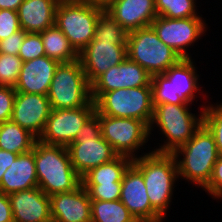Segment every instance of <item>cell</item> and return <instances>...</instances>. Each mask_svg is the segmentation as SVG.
<instances>
[{"mask_svg": "<svg viewBox=\"0 0 222 222\" xmlns=\"http://www.w3.org/2000/svg\"><path fill=\"white\" fill-rule=\"evenodd\" d=\"M209 102L205 101L200 104V109L199 107L197 109L201 110L198 111L199 114L192 113L190 110L192 105L189 104L163 103L155 105L149 126V135L151 137L154 129H157L158 132L160 131L159 136L161 134L166 140L161 139L164 143H160L159 147L152 149V151L172 154L187 143L204 124V108Z\"/></svg>", "mask_w": 222, "mask_h": 222, "instance_id": "1", "label": "cell"}, {"mask_svg": "<svg viewBox=\"0 0 222 222\" xmlns=\"http://www.w3.org/2000/svg\"><path fill=\"white\" fill-rule=\"evenodd\" d=\"M132 165L142 174L151 206L160 214L168 215L175 185L178 182V167L173 154L148 151L141 153Z\"/></svg>", "mask_w": 222, "mask_h": 222, "instance_id": "2", "label": "cell"}, {"mask_svg": "<svg viewBox=\"0 0 222 222\" xmlns=\"http://www.w3.org/2000/svg\"><path fill=\"white\" fill-rule=\"evenodd\" d=\"M34 160L38 187L49 197L73 191L82 184L81 176L71 164L67 147L47 145L37 140Z\"/></svg>", "mask_w": 222, "mask_h": 222, "instance_id": "3", "label": "cell"}, {"mask_svg": "<svg viewBox=\"0 0 222 222\" xmlns=\"http://www.w3.org/2000/svg\"><path fill=\"white\" fill-rule=\"evenodd\" d=\"M172 154L176 159L179 179L202 189L209 184L213 167L220 156L214 135L204 124Z\"/></svg>", "mask_w": 222, "mask_h": 222, "instance_id": "4", "label": "cell"}, {"mask_svg": "<svg viewBox=\"0 0 222 222\" xmlns=\"http://www.w3.org/2000/svg\"><path fill=\"white\" fill-rule=\"evenodd\" d=\"M194 63L192 58H181L163 74L151 77L153 106L163 103L193 105L197 97H206L208 93L203 94V87L198 83V68ZM197 93L201 95L197 96Z\"/></svg>", "mask_w": 222, "mask_h": 222, "instance_id": "5", "label": "cell"}, {"mask_svg": "<svg viewBox=\"0 0 222 222\" xmlns=\"http://www.w3.org/2000/svg\"><path fill=\"white\" fill-rule=\"evenodd\" d=\"M105 9L83 0H60L55 25L79 54L94 38L96 22Z\"/></svg>", "mask_w": 222, "mask_h": 222, "instance_id": "6", "label": "cell"}, {"mask_svg": "<svg viewBox=\"0 0 222 222\" xmlns=\"http://www.w3.org/2000/svg\"><path fill=\"white\" fill-rule=\"evenodd\" d=\"M71 164L82 177L92 168L111 162L118 154L101 136L99 114L95 112L67 147Z\"/></svg>", "mask_w": 222, "mask_h": 222, "instance_id": "7", "label": "cell"}, {"mask_svg": "<svg viewBox=\"0 0 222 222\" xmlns=\"http://www.w3.org/2000/svg\"><path fill=\"white\" fill-rule=\"evenodd\" d=\"M51 109H74L92 101L89 83L79 59L59 63L47 94Z\"/></svg>", "mask_w": 222, "mask_h": 222, "instance_id": "8", "label": "cell"}, {"mask_svg": "<svg viewBox=\"0 0 222 222\" xmlns=\"http://www.w3.org/2000/svg\"><path fill=\"white\" fill-rule=\"evenodd\" d=\"M127 57L151 76L163 74L181 57L159 38L152 26L131 31L127 36Z\"/></svg>", "mask_w": 222, "mask_h": 222, "instance_id": "9", "label": "cell"}, {"mask_svg": "<svg viewBox=\"0 0 222 222\" xmlns=\"http://www.w3.org/2000/svg\"><path fill=\"white\" fill-rule=\"evenodd\" d=\"M95 106L98 114L134 118L150 126L154 113L152 86L120 88L104 92L95 101Z\"/></svg>", "mask_w": 222, "mask_h": 222, "instance_id": "10", "label": "cell"}, {"mask_svg": "<svg viewBox=\"0 0 222 222\" xmlns=\"http://www.w3.org/2000/svg\"><path fill=\"white\" fill-rule=\"evenodd\" d=\"M99 121L101 136L118 155L134 159L141 156V149L148 148L145 145L150 140L149 126L144 121L102 114H99Z\"/></svg>", "mask_w": 222, "mask_h": 222, "instance_id": "11", "label": "cell"}, {"mask_svg": "<svg viewBox=\"0 0 222 222\" xmlns=\"http://www.w3.org/2000/svg\"><path fill=\"white\" fill-rule=\"evenodd\" d=\"M203 17L166 18L157 16L151 23L158 38L172 48L181 58H192L189 53L193 44L203 39L208 23ZM199 39V40H198Z\"/></svg>", "mask_w": 222, "mask_h": 222, "instance_id": "12", "label": "cell"}, {"mask_svg": "<svg viewBox=\"0 0 222 222\" xmlns=\"http://www.w3.org/2000/svg\"><path fill=\"white\" fill-rule=\"evenodd\" d=\"M96 112L92 100L87 106L74 109H51L45 129L38 139L47 145L68 147L85 122Z\"/></svg>", "mask_w": 222, "mask_h": 222, "instance_id": "13", "label": "cell"}, {"mask_svg": "<svg viewBox=\"0 0 222 222\" xmlns=\"http://www.w3.org/2000/svg\"><path fill=\"white\" fill-rule=\"evenodd\" d=\"M151 75L128 57L112 66L91 84V96L95 102L104 92L120 88L151 86Z\"/></svg>", "mask_w": 222, "mask_h": 222, "instance_id": "14", "label": "cell"}, {"mask_svg": "<svg viewBox=\"0 0 222 222\" xmlns=\"http://www.w3.org/2000/svg\"><path fill=\"white\" fill-rule=\"evenodd\" d=\"M127 58V44H115L114 41H91L80 53L82 68L92 84L107 69L116 66Z\"/></svg>", "mask_w": 222, "mask_h": 222, "instance_id": "15", "label": "cell"}, {"mask_svg": "<svg viewBox=\"0 0 222 222\" xmlns=\"http://www.w3.org/2000/svg\"><path fill=\"white\" fill-rule=\"evenodd\" d=\"M50 112L47 95L16 92L11 120L39 139Z\"/></svg>", "mask_w": 222, "mask_h": 222, "instance_id": "16", "label": "cell"}, {"mask_svg": "<svg viewBox=\"0 0 222 222\" xmlns=\"http://www.w3.org/2000/svg\"><path fill=\"white\" fill-rule=\"evenodd\" d=\"M14 222H51L50 198L39 187L8 195Z\"/></svg>", "mask_w": 222, "mask_h": 222, "instance_id": "17", "label": "cell"}, {"mask_svg": "<svg viewBox=\"0 0 222 222\" xmlns=\"http://www.w3.org/2000/svg\"><path fill=\"white\" fill-rule=\"evenodd\" d=\"M49 198L53 222H91V199L82 184L73 191Z\"/></svg>", "mask_w": 222, "mask_h": 222, "instance_id": "18", "label": "cell"}, {"mask_svg": "<svg viewBox=\"0 0 222 222\" xmlns=\"http://www.w3.org/2000/svg\"><path fill=\"white\" fill-rule=\"evenodd\" d=\"M59 62L42 56L22 63L15 91L47 95Z\"/></svg>", "mask_w": 222, "mask_h": 222, "instance_id": "19", "label": "cell"}, {"mask_svg": "<svg viewBox=\"0 0 222 222\" xmlns=\"http://www.w3.org/2000/svg\"><path fill=\"white\" fill-rule=\"evenodd\" d=\"M105 11L128 33L151 26L157 17L155 0H115Z\"/></svg>", "mask_w": 222, "mask_h": 222, "instance_id": "20", "label": "cell"}, {"mask_svg": "<svg viewBox=\"0 0 222 222\" xmlns=\"http://www.w3.org/2000/svg\"><path fill=\"white\" fill-rule=\"evenodd\" d=\"M120 201L135 218L160 215L149 202L142 174L132 164L122 178Z\"/></svg>", "mask_w": 222, "mask_h": 222, "instance_id": "21", "label": "cell"}, {"mask_svg": "<svg viewBox=\"0 0 222 222\" xmlns=\"http://www.w3.org/2000/svg\"><path fill=\"white\" fill-rule=\"evenodd\" d=\"M38 187L36 175L34 146L27 153L18 154L12 165L3 174L0 191L4 194H11Z\"/></svg>", "mask_w": 222, "mask_h": 222, "instance_id": "22", "label": "cell"}, {"mask_svg": "<svg viewBox=\"0 0 222 222\" xmlns=\"http://www.w3.org/2000/svg\"><path fill=\"white\" fill-rule=\"evenodd\" d=\"M59 1L24 0L17 11L20 28L26 33H40L54 25Z\"/></svg>", "mask_w": 222, "mask_h": 222, "instance_id": "23", "label": "cell"}, {"mask_svg": "<svg viewBox=\"0 0 222 222\" xmlns=\"http://www.w3.org/2000/svg\"><path fill=\"white\" fill-rule=\"evenodd\" d=\"M38 139L12 120L0 123V149L15 154L31 151Z\"/></svg>", "mask_w": 222, "mask_h": 222, "instance_id": "24", "label": "cell"}, {"mask_svg": "<svg viewBox=\"0 0 222 222\" xmlns=\"http://www.w3.org/2000/svg\"><path fill=\"white\" fill-rule=\"evenodd\" d=\"M46 56L59 63L71 62L79 59V54L71 46L67 37L54 24L40 32Z\"/></svg>", "mask_w": 222, "mask_h": 222, "instance_id": "25", "label": "cell"}, {"mask_svg": "<svg viewBox=\"0 0 222 222\" xmlns=\"http://www.w3.org/2000/svg\"><path fill=\"white\" fill-rule=\"evenodd\" d=\"M133 159L118 155L111 162L92 168L81 177L82 184H112L122 182L123 175L132 164Z\"/></svg>", "mask_w": 222, "mask_h": 222, "instance_id": "26", "label": "cell"}, {"mask_svg": "<svg viewBox=\"0 0 222 222\" xmlns=\"http://www.w3.org/2000/svg\"><path fill=\"white\" fill-rule=\"evenodd\" d=\"M134 218L120 200H91V222H132Z\"/></svg>", "mask_w": 222, "mask_h": 222, "instance_id": "27", "label": "cell"}, {"mask_svg": "<svg viewBox=\"0 0 222 222\" xmlns=\"http://www.w3.org/2000/svg\"><path fill=\"white\" fill-rule=\"evenodd\" d=\"M197 0H155L157 16L166 18L203 17L197 13ZM199 14V15H198ZM201 15V16H200Z\"/></svg>", "mask_w": 222, "mask_h": 222, "instance_id": "28", "label": "cell"}, {"mask_svg": "<svg viewBox=\"0 0 222 222\" xmlns=\"http://www.w3.org/2000/svg\"><path fill=\"white\" fill-rule=\"evenodd\" d=\"M128 32L106 11L96 22L92 41H114L115 44H127Z\"/></svg>", "mask_w": 222, "mask_h": 222, "instance_id": "29", "label": "cell"}, {"mask_svg": "<svg viewBox=\"0 0 222 222\" xmlns=\"http://www.w3.org/2000/svg\"><path fill=\"white\" fill-rule=\"evenodd\" d=\"M209 103L204 108V125L214 135L219 155H222V103Z\"/></svg>", "mask_w": 222, "mask_h": 222, "instance_id": "30", "label": "cell"}, {"mask_svg": "<svg viewBox=\"0 0 222 222\" xmlns=\"http://www.w3.org/2000/svg\"><path fill=\"white\" fill-rule=\"evenodd\" d=\"M22 63L18 55L0 53V85L15 87Z\"/></svg>", "mask_w": 222, "mask_h": 222, "instance_id": "31", "label": "cell"}, {"mask_svg": "<svg viewBox=\"0 0 222 222\" xmlns=\"http://www.w3.org/2000/svg\"><path fill=\"white\" fill-rule=\"evenodd\" d=\"M45 50L40 33H26L19 49V57L23 62L45 56Z\"/></svg>", "mask_w": 222, "mask_h": 222, "instance_id": "32", "label": "cell"}, {"mask_svg": "<svg viewBox=\"0 0 222 222\" xmlns=\"http://www.w3.org/2000/svg\"><path fill=\"white\" fill-rule=\"evenodd\" d=\"M82 186L88 191L91 200H120L121 182H114L112 184H82Z\"/></svg>", "mask_w": 222, "mask_h": 222, "instance_id": "33", "label": "cell"}, {"mask_svg": "<svg viewBox=\"0 0 222 222\" xmlns=\"http://www.w3.org/2000/svg\"><path fill=\"white\" fill-rule=\"evenodd\" d=\"M18 12L0 9V40L20 30Z\"/></svg>", "mask_w": 222, "mask_h": 222, "instance_id": "34", "label": "cell"}, {"mask_svg": "<svg viewBox=\"0 0 222 222\" xmlns=\"http://www.w3.org/2000/svg\"><path fill=\"white\" fill-rule=\"evenodd\" d=\"M15 95L14 87L0 85V123L11 120Z\"/></svg>", "mask_w": 222, "mask_h": 222, "instance_id": "35", "label": "cell"}, {"mask_svg": "<svg viewBox=\"0 0 222 222\" xmlns=\"http://www.w3.org/2000/svg\"><path fill=\"white\" fill-rule=\"evenodd\" d=\"M209 196L219 201L222 199V155L218 157L216 161L209 184L203 189Z\"/></svg>", "mask_w": 222, "mask_h": 222, "instance_id": "36", "label": "cell"}, {"mask_svg": "<svg viewBox=\"0 0 222 222\" xmlns=\"http://www.w3.org/2000/svg\"><path fill=\"white\" fill-rule=\"evenodd\" d=\"M25 35L26 32L20 29L7 38L0 40V53L19 55V49L21 48Z\"/></svg>", "mask_w": 222, "mask_h": 222, "instance_id": "37", "label": "cell"}, {"mask_svg": "<svg viewBox=\"0 0 222 222\" xmlns=\"http://www.w3.org/2000/svg\"><path fill=\"white\" fill-rule=\"evenodd\" d=\"M0 222H14L12 208L7 194L0 191Z\"/></svg>", "mask_w": 222, "mask_h": 222, "instance_id": "38", "label": "cell"}, {"mask_svg": "<svg viewBox=\"0 0 222 222\" xmlns=\"http://www.w3.org/2000/svg\"><path fill=\"white\" fill-rule=\"evenodd\" d=\"M18 154L0 149V183L3 174L12 165V162L17 158Z\"/></svg>", "mask_w": 222, "mask_h": 222, "instance_id": "39", "label": "cell"}, {"mask_svg": "<svg viewBox=\"0 0 222 222\" xmlns=\"http://www.w3.org/2000/svg\"><path fill=\"white\" fill-rule=\"evenodd\" d=\"M24 0H0V9L18 11L20 4Z\"/></svg>", "mask_w": 222, "mask_h": 222, "instance_id": "40", "label": "cell"}, {"mask_svg": "<svg viewBox=\"0 0 222 222\" xmlns=\"http://www.w3.org/2000/svg\"><path fill=\"white\" fill-rule=\"evenodd\" d=\"M167 216L165 215H158L153 217H138L134 218L132 222H163L166 220Z\"/></svg>", "mask_w": 222, "mask_h": 222, "instance_id": "41", "label": "cell"}, {"mask_svg": "<svg viewBox=\"0 0 222 222\" xmlns=\"http://www.w3.org/2000/svg\"><path fill=\"white\" fill-rule=\"evenodd\" d=\"M103 9H106L109 5H111L115 0H83Z\"/></svg>", "mask_w": 222, "mask_h": 222, "instance_id": "42", "label": "cell"}]
</instances>
